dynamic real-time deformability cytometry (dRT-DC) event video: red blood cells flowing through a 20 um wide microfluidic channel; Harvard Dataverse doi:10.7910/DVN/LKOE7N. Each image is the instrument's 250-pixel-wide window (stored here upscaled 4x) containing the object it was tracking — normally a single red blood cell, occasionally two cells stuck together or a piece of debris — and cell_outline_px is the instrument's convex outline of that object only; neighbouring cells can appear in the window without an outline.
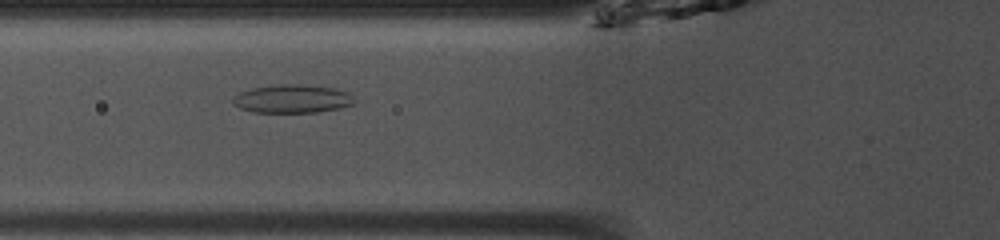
{"species": "common noctule bat (a hibernating species)", "species_latin": "Nyctalus noctula", "temperature_condition": "room temperature", "stored_images_in_passage": 37, "camera_frame_rate_fps": 3000, "um_per_image_px": 0.085, "animal": {"sex": "male", "body_mass_g": 13.0, "forearm_length_mm": 53.1}, "frame": {"image": 1, "passage_image": 6, "time_ms": 1.667, "image_size_px": [1000, 240], "cell_outline_px": [[356, 104], [340, 108], [316, 112], [252, 112], [240, 108], [232, 104], [232, 96], [240, 92], [252, 88], [280, 84], [296, 84], [332, 88], [348, 92], [356, 100]], "centroid_in_image_um": [24.83, 8.4], "position_along_channel_um": 101.0, "area_um2": 20.11}, "authors_computed_cell_mechanics": {"area_um2": 20.1144, "velocity_mm_per_s": 4.0646, "shape_relaxation_time_tau1_ms": null, "shape_relaxation_time_tau2_ms": 1.4142, "deformation_change_tau1": null, "deformation_change_tau2": 0.0673}}